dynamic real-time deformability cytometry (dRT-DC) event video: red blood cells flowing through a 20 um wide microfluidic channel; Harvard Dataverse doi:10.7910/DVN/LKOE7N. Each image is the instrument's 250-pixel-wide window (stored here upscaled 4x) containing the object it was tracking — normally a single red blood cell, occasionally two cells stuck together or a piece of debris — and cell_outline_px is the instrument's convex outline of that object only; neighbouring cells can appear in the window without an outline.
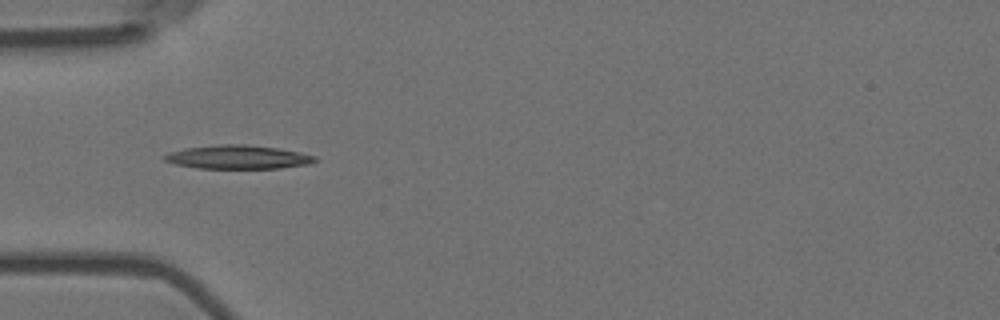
{"species": "Egyptian fruit bat (a non-hibernating species)", "species_latin": "Rousettus aegyptiacus", "temperature_condition": "room temperature", "stored_images_in_passage": 6, "camera_frame_rate_fps": 3000, "um_per_image_px": 0.085, "animal": {"sex": "female"}, "frame": {"image": 1, "passage_image": 5, "time_ms": 1.333, "image_size_px": [1000, 320], "cell_outline_px": [[316, 160], [308, 164], [280, 168], [196, 168], [176, 164], [164, 160], [164, 156], [168, 152], [184, 148], [220, 144], [244, 144], [276, 148], [300, 152], [316, 156]], "centroid_in_image_um": [20.2, 13.35], "position_along_channel_um": 64.8, "area_um2": 20.63}}
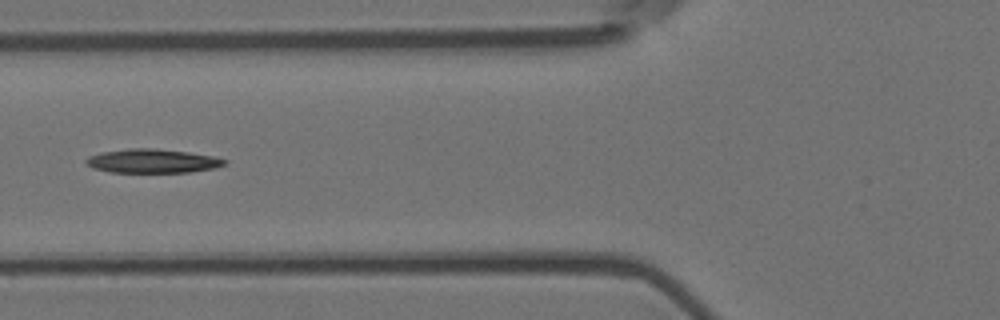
{"frame": {"image": 2, "passage_image": 6, "time_ms": 1.667, "image_size_px": [1000, 320], "cell_outline_px": [[228, 160], [224, 164], [216, 168], [188, 172], [108, 172], [92, 168], [84, 160], [88, 156], [100, 152], [128, 148], [156, 148], [188, 152], [212, 156]], "centroid_in_image_um": [12.92, 13.68], "position_along_channel_um": 112.9, "area_um2": 19.36}}